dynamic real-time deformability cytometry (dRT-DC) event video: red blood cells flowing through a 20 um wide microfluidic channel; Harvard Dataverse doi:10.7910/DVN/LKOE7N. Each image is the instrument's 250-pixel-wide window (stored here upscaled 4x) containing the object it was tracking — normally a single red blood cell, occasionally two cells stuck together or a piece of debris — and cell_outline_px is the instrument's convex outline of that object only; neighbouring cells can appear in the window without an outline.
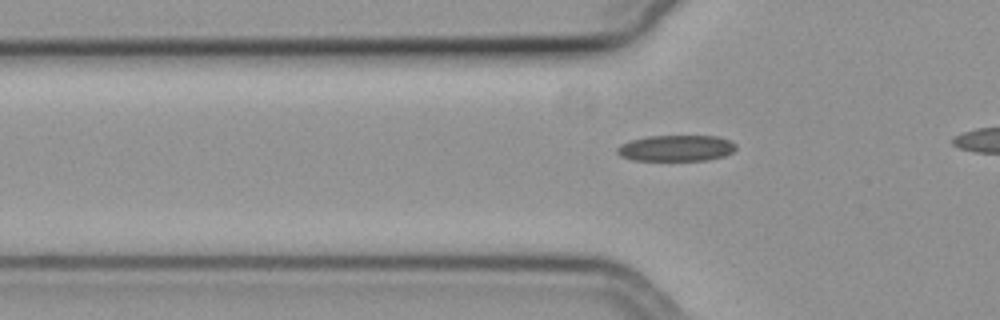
{"species": "common noctule bat (a hibernating species)", "species_latin": "Nyctalus noctula", "temperature_condition": "cold", "stored_images_in_passage": 18, "camera_frame_rate_fps": 3000, "um_per_image_px": 0.085, "animal": {"sex": "female", "body_mass_g": 19.3, "forearm_length_mm": 54.1}, "frame": {"image": 1, "passage_image": 8, "time_ms": 2.333, "image_size_px": [1000, 320], "cell_outline_px": [[736, 148], [732, 152], [724, 156], [708, 160], [632, 160], [620, 156], [616, 152], [616, 148], [620, 144], [632, 140], [648, 136], [716, 136], [728, 140], [736, 144]], "centroid_in_image_um": [57.45, 12.59], "position_along_channel_um": 68.3, "area_um2": 18.03}}
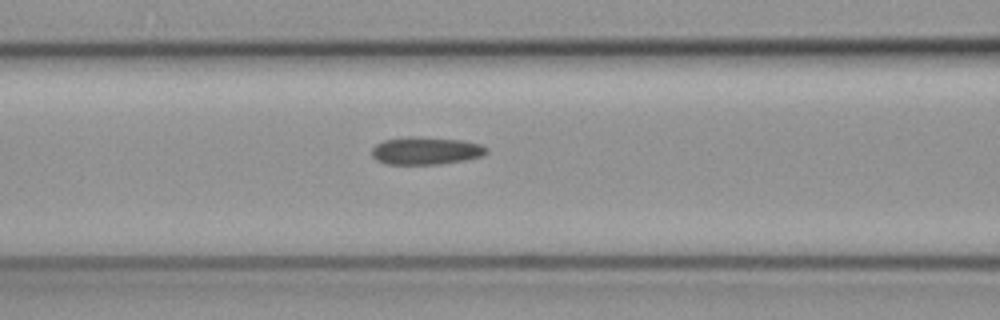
{"frame": {"image": 2, "passage_image": 13, "time_ms": 4.0, "image_size_px": [1000, 320], "cell_outline_px": [[488, 152], [480, 156], [464, 160], [440, 164], [384, 164], [376, 160], [372, 156], [372, 148], [376, 144], [384, 140], [460, 140], [480, 144], [488, 148]], "centroid_in_image_um": [36.2, 12.88], "position_along_channel_um": 130.4, "area_um2": 17.28}}
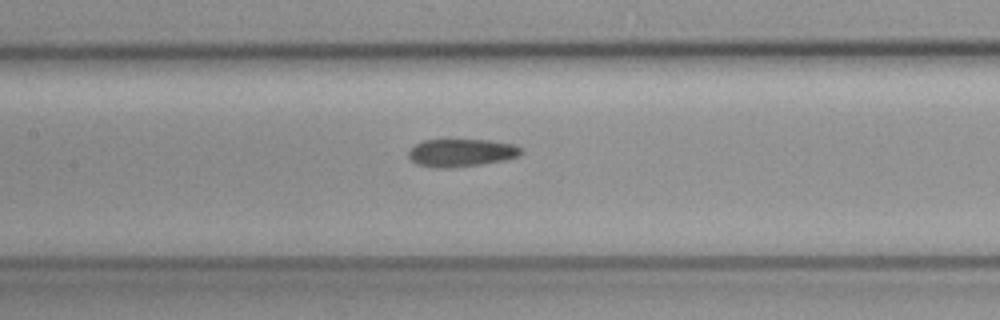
{"frame": {"image": 3, "passage_image": 16, "time_ms": 5.0, "image_size_px": [1000, 320], "cell_outline_px": [[524, 152], [520, 156], [504, 160], [480, 164], [448, 168], [432, 168], [416, 164], [408, 156], [408, 152], [416, 144], [424, 140], [488, 140], [512, 144], [520, 148]], "centroid_in_image_um": [39.2, 12.99], "position_along_channel_um": 168.2, "area_um2": 18.15}}